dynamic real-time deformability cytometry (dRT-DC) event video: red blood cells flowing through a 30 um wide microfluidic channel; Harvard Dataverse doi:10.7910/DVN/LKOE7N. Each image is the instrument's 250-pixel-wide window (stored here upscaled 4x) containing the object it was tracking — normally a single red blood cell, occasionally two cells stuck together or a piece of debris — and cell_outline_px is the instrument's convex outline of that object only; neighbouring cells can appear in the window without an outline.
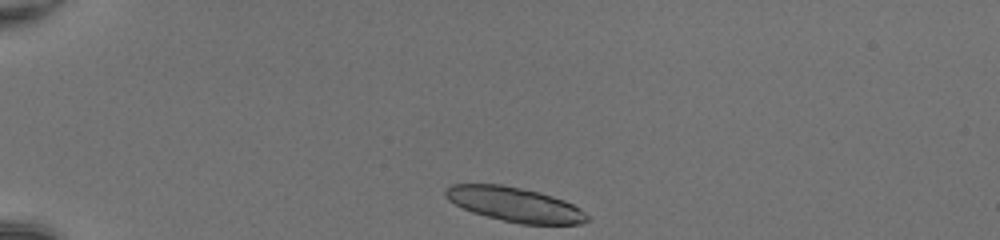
{"species": "common noctule bat (a hibernating species)", "species_latin": "Nyctalus noctula", "temperature_condition": "room temperature", "stored_images_in_passage": 38, "camera_frame_rate_fps": 3000, "um_per_image_px": 0.085, "animal": {"sex": "female", "body_mass_g": 20.0, "forearm_length_mm": 54.0}, "frame": {"image": 1, "passage_image": 1, "time_ms": 0.0, "image_size_px": [1000, 240], "cell_outline_px": [[592, 220], [584, 224], [520, 224], [472, 212], [448, 200], [444, 196], [444, 192], [452, 184], [500, 184], [540, 192], [564, 200], [580, 208]], "centroid_in_image_um": [43.8, 17.38], "position_along_channel_um": 41.2, "area_um2": 28.32}, "authors_computed_cell_mechanics": {"area_um2": 18.1492, "velocity_mm_per_s": 4.1719, "shape_relaxation_time_tau1_ms": 0.1947, "shape_relaxation_time_tau2_ms": 3.423, "deformation_change_tau1": 0.2736, "deformation_change_tau2": 0.0894}}